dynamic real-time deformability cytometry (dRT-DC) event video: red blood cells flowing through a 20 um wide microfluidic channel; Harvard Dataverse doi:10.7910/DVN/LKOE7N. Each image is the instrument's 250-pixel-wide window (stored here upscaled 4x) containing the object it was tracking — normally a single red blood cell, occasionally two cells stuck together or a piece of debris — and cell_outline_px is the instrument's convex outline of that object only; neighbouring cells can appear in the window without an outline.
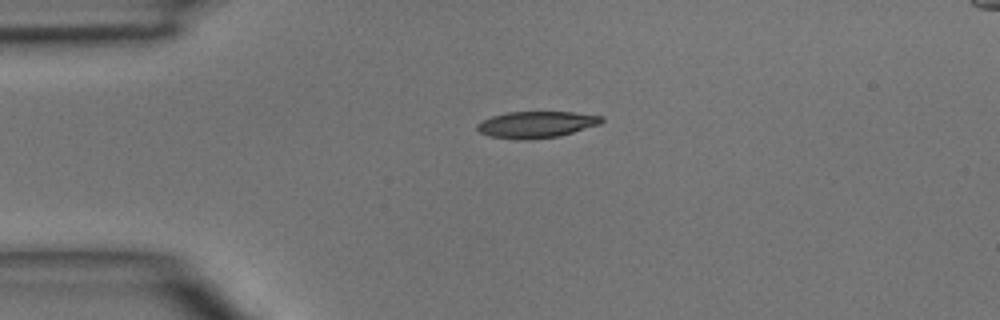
{"species": "common noctule bat (a hibernating species)", "species_latin": "Nyctalus noctula", "temperature_condition": "room temperature", "stored_images_in_passage": 3, "camera_frame_rate_fps": 3000, "um_per_image_px": 0.085, "animal": {"sex": "male", "body_mass_g": 15.6}, "frame": {"image": 1, "passage_image": 2, "time_ms": 1.333, "image_size_px": [1000, 320], "cell_outline_px": [[604, 120], [600, 124], [560, 136], [524, 140], [516, 140], [488, 136], [480, 132], [476, 128], [476, 124], [492, 116], [508, 112], [572, 112], [604, 116]], "centroid_in_image_um": [45.59, 10.59], "position_along_channel_um": 39.4, "area_um2": 19.31}}